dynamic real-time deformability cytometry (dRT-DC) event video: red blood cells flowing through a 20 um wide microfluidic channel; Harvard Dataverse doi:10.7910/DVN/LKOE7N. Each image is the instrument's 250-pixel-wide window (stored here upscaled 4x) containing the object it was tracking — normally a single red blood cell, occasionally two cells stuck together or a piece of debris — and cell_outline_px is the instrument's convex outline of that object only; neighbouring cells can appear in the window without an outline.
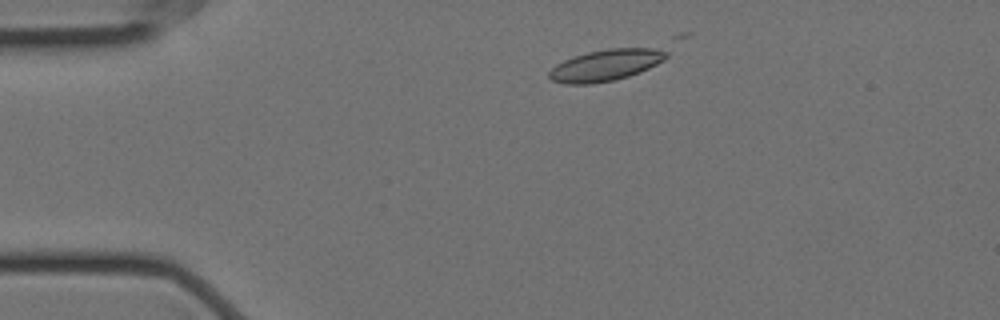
{"species": "Egyptian fruit bat (a non-hibernating species)", "species_latin": "Rousettus aegyptiacus", "temperature_condition": "cold", "stored_images_in_passage": 6, "camera_frame_rate_fps": 3000, "um_per_image_px": 0.085, "animal": {"sex": "female"}, "frame": {"image": 1, "passage_image": 1, "time_ms": 0.0, "image_size_px": [1000, 320], "cell_outline_px": [[668, 56], [664, 60], [640, 72], [628, 76], [612, 80], [592, 84], [564, 84], [552, 80], [548, 76], [548, 72], [556, 64], [564, 60], [588, 52], [608, 48], [668, 48]], "centroid_in_image_um": [51.51, 5.53], "position_along_channel_um": 33.5, "area_um2": 21.5}}
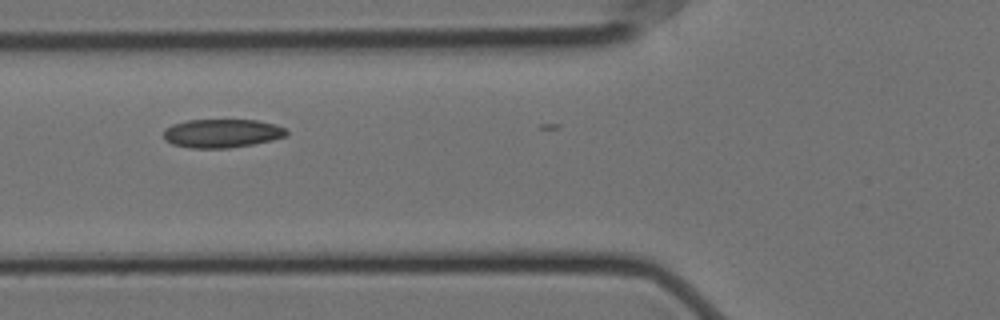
{"frame": {"image": 2, "passage_image": 4, "time_ms": 1.0, "image_size_px": [1000, 320], "cell_outline_px": [[288, 136], [272, 140], [252, 144], [228, 148], [192, 148], [172, 144], [164, 140], [164, 128], [172, 124], [188, 120], [256, 120], [276, 124], [284, 128], [288, 132]], "centroid_in_image_um": [18.86, 11.33], "position_along_channel_um": 106.9, "area_um2": 20.58}}
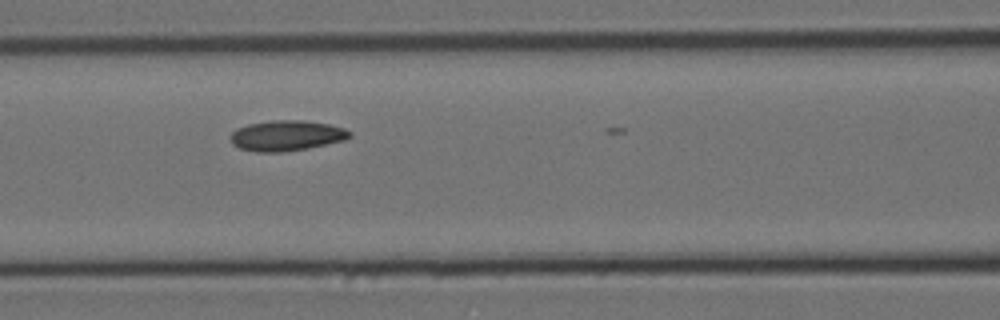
{"frame": {"image": 3, "passage_image": 5, "time_ms": 1.333, "image_size_px": [1000, 320], "cell_outline_px": [[352, 136], [344, 140], [308, 148], [284, 152], [256, 152], [240, 148], [232, 144], [228, 136], [236, 128], [248, 124], [272, 120], [304, 120], [328, 124], [344, 128], [352, 132]], "centroid_in_image_um": [24.33, 11.52], "position_along_channel_um": 142.3, "area_um2": 21.33}}